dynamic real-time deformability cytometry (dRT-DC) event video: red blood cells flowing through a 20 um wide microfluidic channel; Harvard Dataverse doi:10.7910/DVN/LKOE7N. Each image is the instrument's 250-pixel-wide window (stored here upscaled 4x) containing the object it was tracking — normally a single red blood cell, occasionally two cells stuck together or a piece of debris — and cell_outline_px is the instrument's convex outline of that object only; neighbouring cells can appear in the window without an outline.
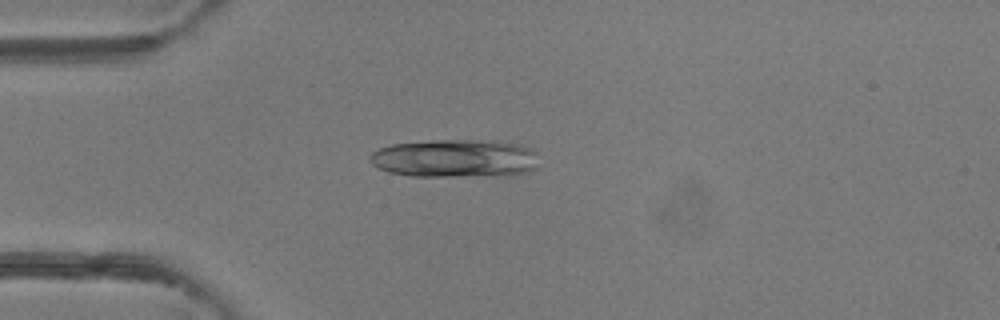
{"species": "common noctule bat (a hibernating species)", "species_latin": "Nyctalus noctula", "temperature_condition": "room temperature", "stored_images_in_passage": 48, "camera_frame_rate_fps": 3000, "um_per_image_px": 0.085, "animal": {"sex": "female"}, "frame": {"image": 1, "passage_image": 12, "time_ms": 3.667, "image_size_px": [1000, 320], "cell_outline_px": [[536, 168], [528, 172], [512, 176], [412, 176], [388, 172], [372, 164], [368, 160], [368, 156], [372, 152], [380, 148], [392, 144], [432, 140], [496, 140], [520, 144], [532, 148], [536, 152]], "centroid_in_image_um": [38.71, 13.46], "position_along_channel_um": 46.3, "area_um2": 38.21}}